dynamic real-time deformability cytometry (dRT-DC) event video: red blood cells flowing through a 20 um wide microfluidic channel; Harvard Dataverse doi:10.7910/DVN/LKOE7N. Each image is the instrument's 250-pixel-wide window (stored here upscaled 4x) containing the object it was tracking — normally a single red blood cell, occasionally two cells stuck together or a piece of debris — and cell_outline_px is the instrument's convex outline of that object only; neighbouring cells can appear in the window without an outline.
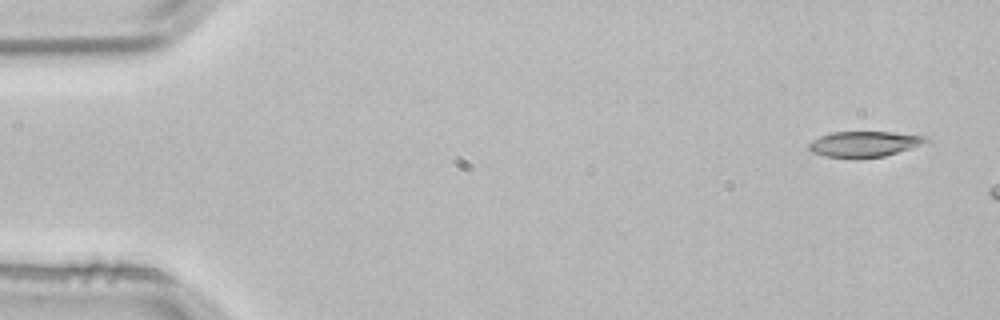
{"species": "common noctule bat (a hibernating species)", "species_latin": "Nyctalus noctula", "temperature_condition": "room temperature", "stored_images_in_passage": 3, "camera_frame_rate_fps": 3000, "um_per_image_px": 0.085, "animal": {"sex": "male", "body_mass_g": 21.5, "forearm_length_mm": 52.0}, "frame": {"image": 1, "passage_image": 1, "time_ms": 0.0, "image_size_px": [1000, 320], "cell_outline_px": [[932, 140], [884, 156], [824, 156], [812, 152], [808, 148], [808, 144], [812, 140], [820, 136], [832, 132], [892, 132], [928, 136]], "centroid_in_image_um": [73.46, 12.2], "position_along_channel_um": 11.5, "area_um2": 16.88}}